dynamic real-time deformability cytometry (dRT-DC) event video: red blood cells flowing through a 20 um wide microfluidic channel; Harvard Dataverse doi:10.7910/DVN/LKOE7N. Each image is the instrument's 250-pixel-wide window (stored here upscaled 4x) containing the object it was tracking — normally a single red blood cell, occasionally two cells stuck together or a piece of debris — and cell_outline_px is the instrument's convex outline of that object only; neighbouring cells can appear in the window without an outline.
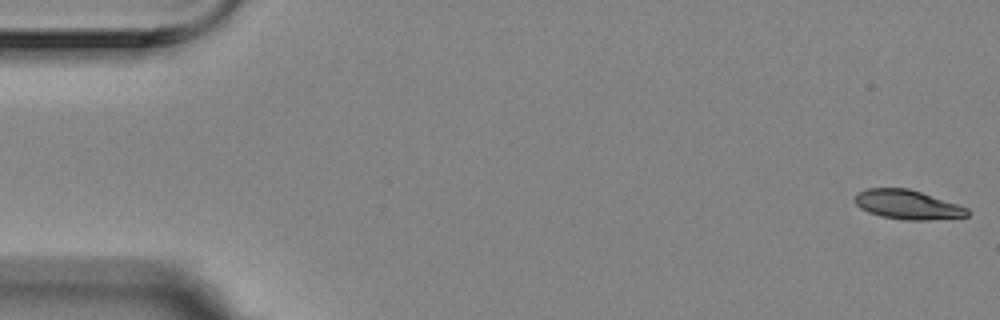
{"species": "Egyptian fruit bat (a non-hibernating species)", "species_latin": "Rousettus aegyptiacus", "temperature_condition": "room temperature", "stored_images_in_passage": 56, "camera_frame_rate_fps": 3000, "um_per_image_px": 0.085, "animal": {"sex": "female"}, "frame": {"image": 1, "passage_image": 1, "time_ms": 0.0, "image_size_px": [1000, 320], "cell_outline_px": [[968, 216], [928, 220], [908, 220], [880, 216], [868, 212], [860, 208], [856, 204], [856, 196], [860, 192], [868, 188], [908, 188], [968, 208]], "centroid_in_image_um": [77.13, 17.4], "position_along_channel_um": 7.9, "area_um2": 18.79}}
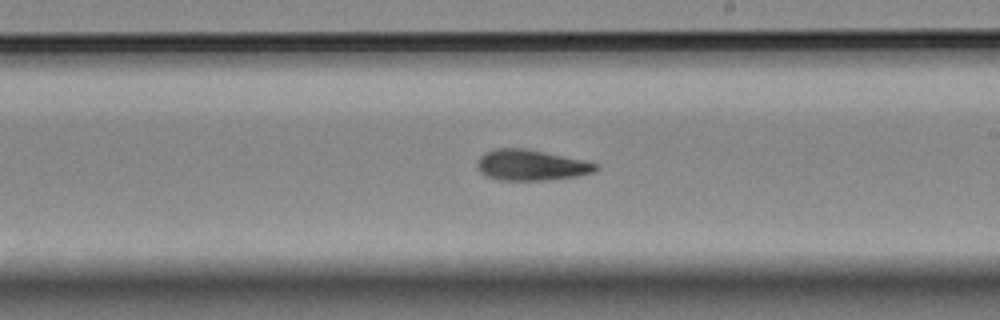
{"frame": {"image": 2, "passage_image": 32, "time_ms": 10.333, "image_size_px": [1000, 320], "cell_outline_px": [[600, 168], [592, 172], [576, 176], [544, 180], [500, 180], [484, 176], [476, 168], [476, 160], [484, 152], [496, 148], [524, 148], [544, 152], [600, 164]], "centroid_in_image_um": [45.07, 14.03], "position_along_channel_um": 243.9, "area_um2": 21.27}}
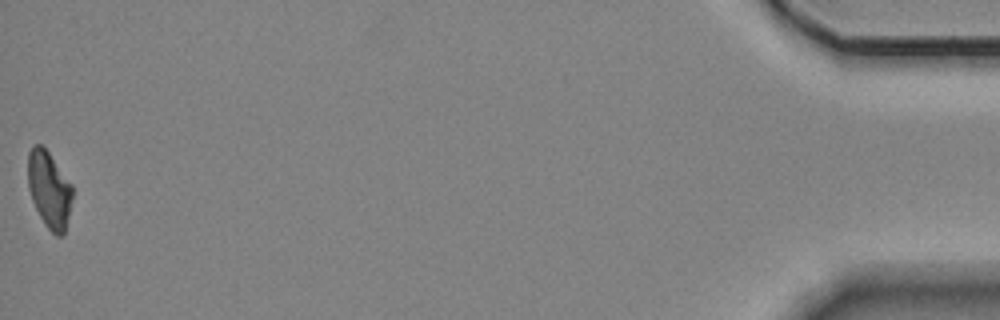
{"frame": {"image": 3, "passage_image": 56, "time_ms": 18.333, "image_size_px": [1000, 320], "cell_outline_px": [[72, 196], [64, 236], [56, 236], [44, 224], [32, 200], [28, 188], [28, 152], [36, 144], [40, 144], [48, 152], [72, 184]], "centroid_in_image_um": [4.18, 16.13], "position_along_channel_um": 431.0, "area_um2": 19.65}, "authors_computed_cell_mechanics": {"area_um2": 20.7791, "velocity_mm_per_s": 3.5448, "shape_relaxation_time_tau1_ms": null, "shape_relaxation_time_tau2_ms": 4.8153, "deformation_change_tau1": null, "deformation_change_tau2": 0.1282}}